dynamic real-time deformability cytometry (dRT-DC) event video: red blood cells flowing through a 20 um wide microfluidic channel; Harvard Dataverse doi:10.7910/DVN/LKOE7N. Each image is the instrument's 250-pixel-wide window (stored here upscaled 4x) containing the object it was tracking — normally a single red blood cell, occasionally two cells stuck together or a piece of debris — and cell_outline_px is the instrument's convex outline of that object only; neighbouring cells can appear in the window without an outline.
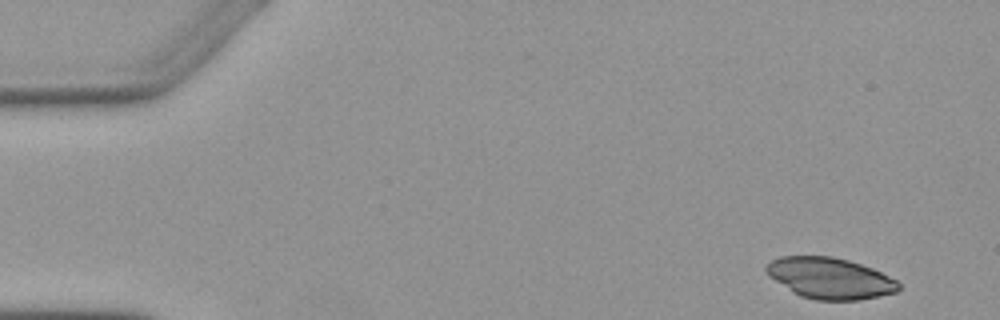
{"species": "Egyptian fruit bat (a non-hibernating species)", "species_latin": "Rousettus aegyptiacus", "temperature_condition": "warm", "stored_images_in_passage": 4, "camera_frame_rate_fps": 3000, "um_per_image_px": 0.085, "animal": {"sex": "female"}, "frame": {"image": 1, "passage_image": 1, "time_ms": 0.0, "image_size_px": [1000, 320], "cell_outline_px": [[900, 288], [896, 292], [860, 300], [816, 300], [800, 296], [792, 292], [768, 276], [764, 268], [772, 260], [780, 256], [832, 256], [848, 260], [872, 268], [896, 280], [900, 284]], "centroid_in_image_um": [70.52, 23.65], "position_along_channel_um": 14.5, "area_um2": 31.67}}